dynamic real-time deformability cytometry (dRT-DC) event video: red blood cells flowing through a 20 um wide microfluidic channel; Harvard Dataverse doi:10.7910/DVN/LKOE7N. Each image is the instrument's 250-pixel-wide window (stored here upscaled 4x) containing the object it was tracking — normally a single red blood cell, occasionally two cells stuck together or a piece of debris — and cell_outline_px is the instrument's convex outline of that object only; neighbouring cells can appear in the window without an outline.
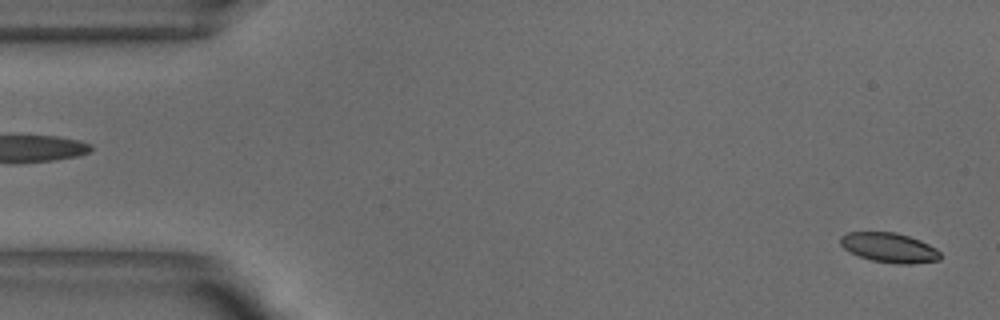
{"species": "common noctule bat (a hibernating species)", "species_latin": "Nyctalus noctula", "temperature_condition": "warm", "stored_images_in_passage": 51, "camera_frame_rate_fps": 3000, "um_per_image_px": 0.085, "animal": {"sex": "male", "body_mass_g": 18.8}, "frame": {"image": 1, "passage_image": 1, "time_ms": 0.0, "image_size_px": [1000, 320], "cell_outline_px": [[940, 260], [912, 264], [896, 264], [872, 260], [860, 256], [844, 248], [840, 244], [840, 236], [848, 232], [896, 232], [920, 240], [936, 248], [940, 252]], "centroid_in_image_um": [75.6, 21.05], "position_along_channel_um": 9.4, "area_um2": 17.22}}
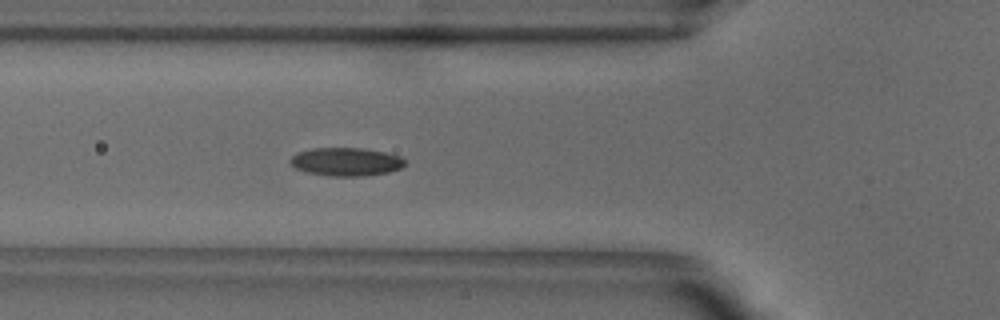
{"frame": {"image": 2, "passage_image": 17, "time_ms": 5.333, "image_size_px": [1000, 320], "cell_outline_px": [[404, 164], [400, 168], [388, 172], [364, 176], [332, 176], [308, 172], [296, 168], [288, 160], [296, 152], [312, 148], [364, 148], [384, 152], [400, 156], [404, 160]], "centroid_in_image_um": [29.39, 13.74], "position_along_channel_um": 96.4, "area_um2": 18.79}}
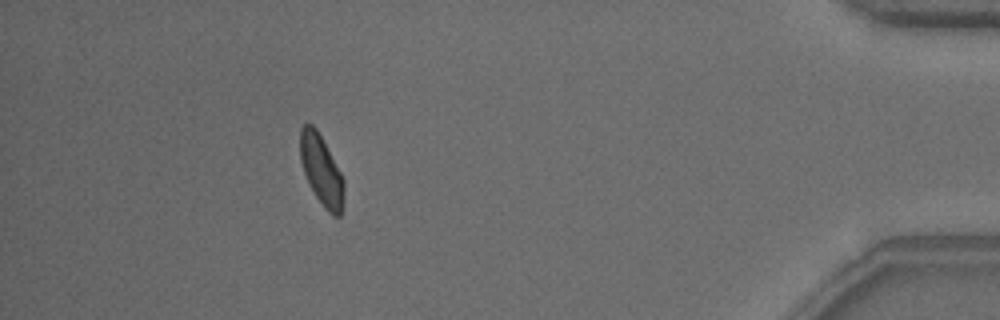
{"frame": {"image": 3, "passage_image": 46, "time_ms": 15.0, "image_size_px": [1000, 320], "cell_outline_px": [[344, 196], [340, 216], [332, 216], [324, 208], [316, 196], [304, 172], [300, 160], [300, 128], [304, 124], [312, 124], [316, 128], [340, 172], [344, 180]], "centroid_in_image_um": [27.31, 14.48], "position_along_channel_um": 407.9, "area_um2": 17.57}, "authors_computed_cell_mechanics": {"area_um2": 18.1492, "velocity_mm_per_s": 3.8239, "shape_relaxation_time_tau1_ms": 4.4995, "shape_relaxation_time_tau2_ms": 2.7877, "deformation_change_tau1": 0.1168, "deformation_change_tau2": 0.0614}}